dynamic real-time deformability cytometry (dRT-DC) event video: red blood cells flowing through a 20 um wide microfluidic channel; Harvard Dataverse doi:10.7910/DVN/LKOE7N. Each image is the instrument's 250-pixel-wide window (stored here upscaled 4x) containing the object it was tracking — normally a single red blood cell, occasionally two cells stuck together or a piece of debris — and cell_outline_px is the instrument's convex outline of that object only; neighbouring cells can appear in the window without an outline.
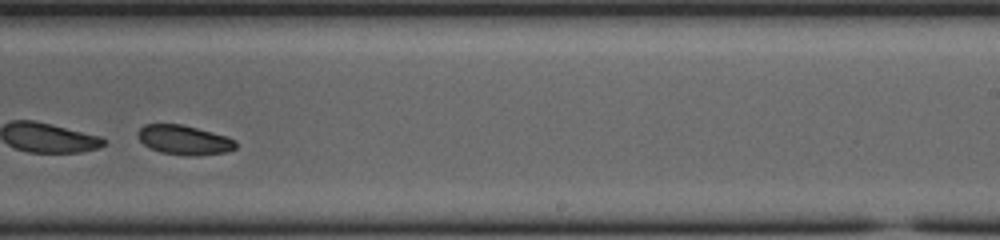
{"species": "common noctule bat (a hibernating species)", "species_latin": "Nyctalus noctula", "temperature_condition": "cold", "stored_images_in_passage": 45, "segment_of_instrument_passage": [2, 2], "camera_frame_rate_fps": 3000, "um_per_image_px": 0.085, "animal": {"sex": "female", "body_mass_g": 23.0, "forearm_length_mm": 53.4}, "frame": {"image": 1, "passage_image": 26, "time_ms": 8.333, "image_size_px": [1000, 240], "cell_outline_px": [[236, 148], [228, 152], [196, 156], [188, 156], [160, 152], [144, 144], [136, 136], [136, 132], [144, 124], [180, 124], [228, 136], [236, 140]], "centroid_in_image_um": [15.67, 11.9], "position_along_channel_um": 273.3, "area_um2": 16.94}}